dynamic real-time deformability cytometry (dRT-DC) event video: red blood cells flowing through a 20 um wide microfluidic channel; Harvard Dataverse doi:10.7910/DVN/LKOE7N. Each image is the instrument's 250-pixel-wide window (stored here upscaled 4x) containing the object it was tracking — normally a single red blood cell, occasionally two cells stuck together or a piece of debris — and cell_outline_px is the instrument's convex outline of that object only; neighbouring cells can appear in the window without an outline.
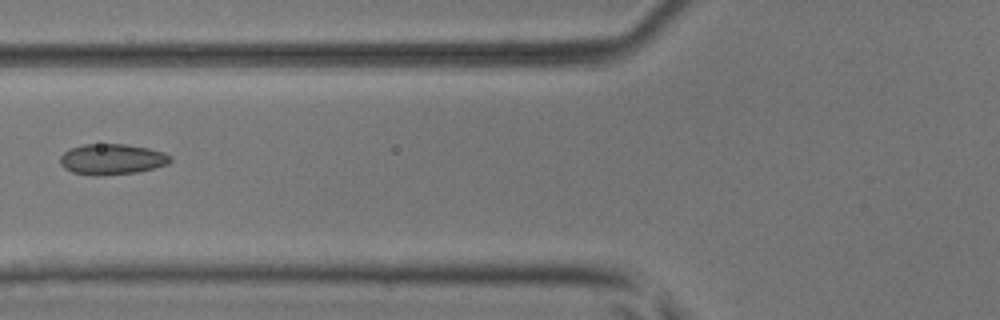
{"species": "common noctule bat (a hibernating species)", "species_latin": "Nyctalus noctula", "temperature_condition": "room temperature", "stored_images_in_passage": 5, "camera_frame_rate_fps": 3000, "um_per_image_px": 0.085, "animal": {"sex": "male", "body_mass_g": 17.9, "forearm_length_mm": 54.2}, "frame": {"image": 1, "passage_image": 5, "time_ms": 1.333, "image_size_px": [1000, 320], "cell_outline_px": [[172, 160], [168, 164], [136, 172], [100, 176], [92, 176], [72, 172], [64, 168], [60, 164], [60, 156], [68, 148], [84, 144], [128, 144], [148, 148], [164, 152], [172, 156]], "centroid_in_image_um": [9.49, 13.53], "position_along_channel_um": 116.3, "area_um2": 19.94}}